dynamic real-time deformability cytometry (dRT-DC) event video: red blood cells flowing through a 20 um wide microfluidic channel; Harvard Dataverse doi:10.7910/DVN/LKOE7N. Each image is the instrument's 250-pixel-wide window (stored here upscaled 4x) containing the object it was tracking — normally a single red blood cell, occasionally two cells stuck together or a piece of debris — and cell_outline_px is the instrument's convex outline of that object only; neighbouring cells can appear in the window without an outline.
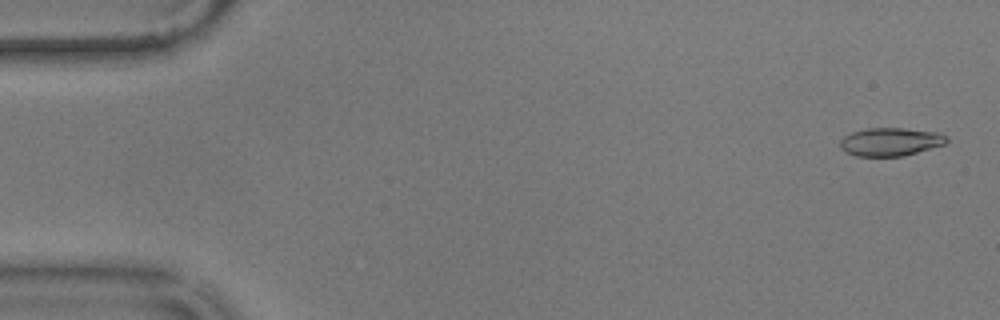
{"species": "common noctule bat (a hibernating species)", "species_latin": "Nyctalus noctula", "temperature_condition": "warm", "stored_images_in_passage": 4, "camera_frame_rate_fps": 3000, "um_per_image_px": 0.085, "animal": {"sex": "male", "body_mass_g": 17.9}, "frame": {"image": 1, "passage_image": 2, "time_ms": 0.333, "image_size_px": [1000, 320], "cell_outline_px": [[948, 140], [944, 144], [904, 156], [856, 156], [840, 148], [840, 140], [844, 136], [852, 132], [868, 128], [904, 128], [940, 132], [948, 136]], "centroid_in_image_um": [75.71, 12.04], "position_along_channel_um": 9.3, "area_um2": 17.51}}